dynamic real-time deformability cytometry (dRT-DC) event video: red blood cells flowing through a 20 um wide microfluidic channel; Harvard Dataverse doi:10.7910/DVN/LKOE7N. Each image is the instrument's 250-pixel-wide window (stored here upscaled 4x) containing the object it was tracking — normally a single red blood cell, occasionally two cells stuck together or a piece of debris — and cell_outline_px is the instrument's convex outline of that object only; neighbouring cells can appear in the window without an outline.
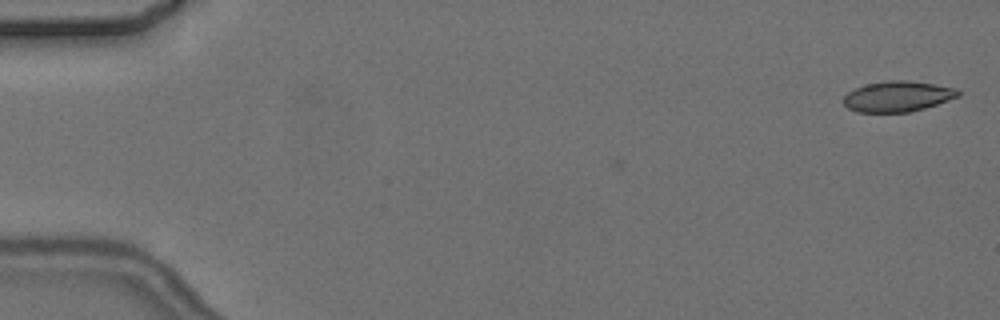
{"species": "common noctule bat (a hibernating species)", "species_latin": "Nyctalus noctula", "temperature_condition": "cold", "stored_images_in_passage": 9, "camera_frame_rate_fps": 3000, "um_per_image_px": 0.085, "animal": {"sex": "female", "body_mass_g": 24.6, "forearm_length_mm": 56.2}, "frame": {"image": 1, "passage_image": 1, "time_ms": 0.0, "image_size_px": [1000, 320], "cell_outline_px": [[960, 96], [924, 108], [908, 112], [856, 112], [848, 108], [844, 104], [844, 96], [848, 92], [856, 88], [868, 84], [888, 80], [908, 80], [956, 88], [960, 92]], "centroid_in_image_um": [76.29, 8.19], "position_along_channel_um": 8.7, "area_um2": 20.23}}
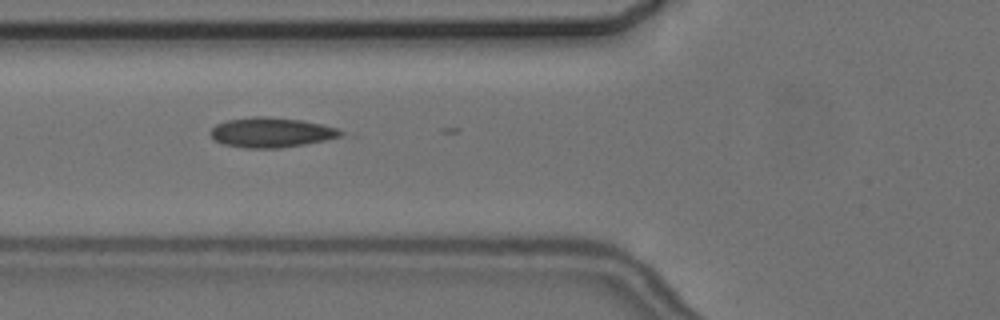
{"frame": {"image": 2, "passage_image": 7, "time_ms": 6.667, "image_size_px": [1000, 320], "cell_outline_px": [[356, 136], [280, 148], [244, 148], [224, 144], [216, 140], [208, 132], [216, 124], [224, 120], [252, 116], [268, 116], [300, 120], [340, 128]], "centroid_in_image_um": [23.22, 11.26], "position_along_channel_um": 102.6, "area_um2": 23.52}}
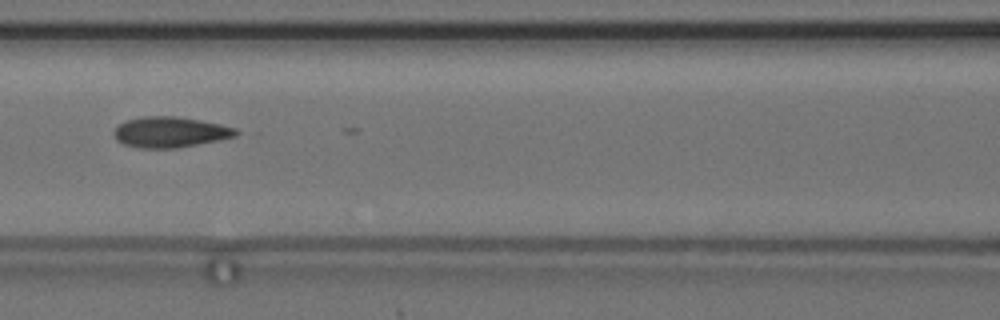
{"frame": {"image": 3, "passage_image": 8, "time_ms": 8.0, "image_size_px": [1000, 320], "cell_outline_px": [[244, 132], [236, 136], [220, 140], [176, 148], [140, 148], [124, 144], [116, 140], [112, 132], [120, 124], [128, 120], [144, 116], [176, 116], [200, 120], [220, 124], [236, 128]], "centroid_in_image_um": [14.51, 11.23], "position_along_channel_um": 152.1, "area_um2": 21.91}}